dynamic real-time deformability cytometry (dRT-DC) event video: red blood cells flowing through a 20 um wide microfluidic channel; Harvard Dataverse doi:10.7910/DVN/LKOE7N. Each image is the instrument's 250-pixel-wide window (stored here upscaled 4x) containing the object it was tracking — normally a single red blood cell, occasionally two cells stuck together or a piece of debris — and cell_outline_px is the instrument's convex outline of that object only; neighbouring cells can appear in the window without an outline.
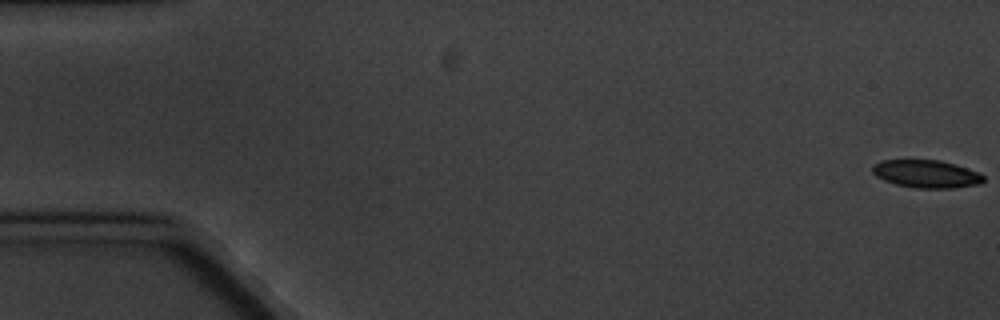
{"species": "common noctule bat (a hibernating species)", "species_latin": "Nyctalus noctula", "temperature_condition": "cold", "stored_images_in_passage": 6, "camera_frame_rate_fps": 3000, "um_per_image_px": 0.085, "animal": {"sex": "male", "body_mass_g": 20.1, "forearm_length_mm": 53.5}, "frame": {"image": 1, "passage_image": 1, "time_ms": 0.0, "image_size_px": [1000, 320], "cell_outline_px": [[984, 180], [980, 184], [952, 188], [912, 188], [896, 184], [884, 180], [876, 176], [872, 172], [872, 164], [884, 160], [940, 160], [956, 164], [976, 172], [984, 176]], "centroid_in_image_um": [78.71, 14.78], "position_along_channel_um": 6.3, "area_um2": 17.98}}
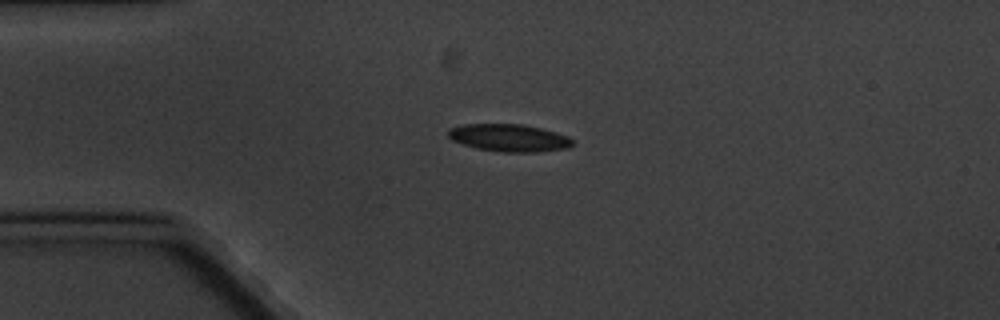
{"frame": {"image": 2, "passage_image": 5, "time_ms": 4.667, "image_size_px": [1000, 320], "cell_outline_px": [[572, 144], [568, 148], [540, 152], [504, 152], [476, 148], [452, 140], [448, 136], [448, 128], [464, 124], [524, 124], [556, 132], [568, 136], [572, 140]], "centroid_in_image_um": [43.27, 11.71], "position_along_channel_um": 41.7, "area_um2": 19.88}}